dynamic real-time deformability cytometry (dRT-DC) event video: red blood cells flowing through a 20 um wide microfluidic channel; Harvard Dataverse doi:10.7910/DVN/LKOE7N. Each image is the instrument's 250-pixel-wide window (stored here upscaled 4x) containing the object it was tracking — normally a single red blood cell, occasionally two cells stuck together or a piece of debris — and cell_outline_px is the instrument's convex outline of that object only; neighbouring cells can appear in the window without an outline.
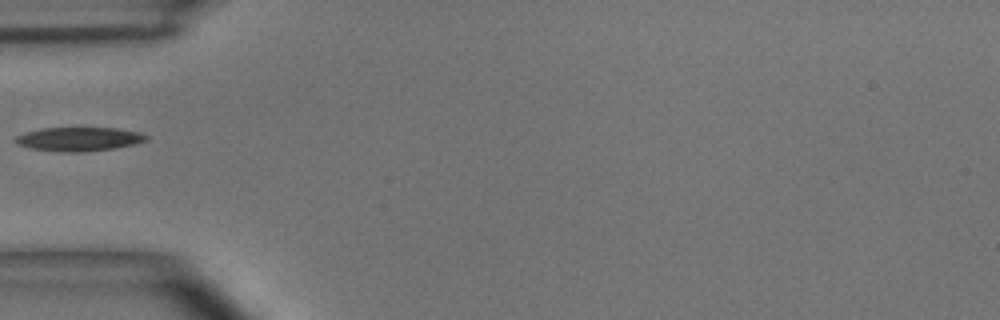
{"species": "common noctule bat (a hibernating species)", "species_latin": "Nyctalus noctula", "temperature_condition": "room temperature", "stored_images_in_passage": 11, "camera_frame_rate_fps": 3000, "um_per_image_px": 0.085, "animal": {"sex": "male", "body_mass_g": 15.6}, "frame": {"image": 1, "passage_image": 1, "time_ms": 0.0, "image_size_px": [1000, 320], "cell_outline_px": [[148, 140], [136, 144], [116, 148], [80, 152], [60, 152], [32, 148], [16, 144], [12, 140], [16, 136], [40, 128], [116, 128], [140, 132], [148, 136]], "centroid_in_image_um": [6.73, 11.82], "position_along_channel_um": 78.3, "area_um2": 18.26}}